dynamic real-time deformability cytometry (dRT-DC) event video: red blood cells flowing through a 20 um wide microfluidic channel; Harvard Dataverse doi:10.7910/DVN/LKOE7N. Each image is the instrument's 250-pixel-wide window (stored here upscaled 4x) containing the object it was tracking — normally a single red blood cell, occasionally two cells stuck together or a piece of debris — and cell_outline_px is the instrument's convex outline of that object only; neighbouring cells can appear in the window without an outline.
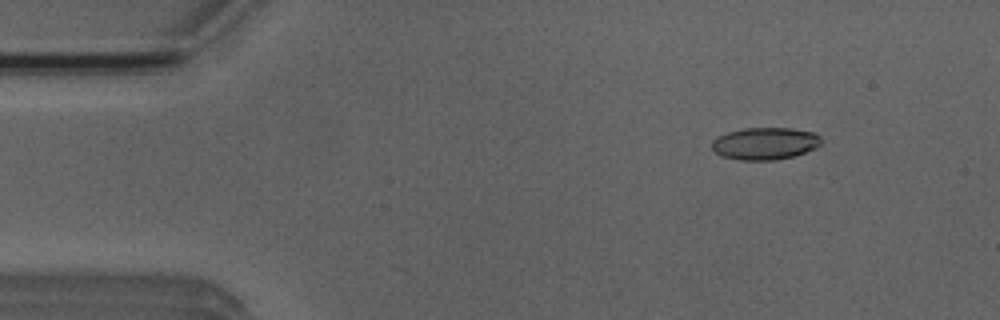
{"species": "Egyptian fruit bat (a non-hibernating species)", "species_latin": "Rousettus aegyptiacus", "temperature_condition": "room temperature", "stored_images_in_passage": 4, "camera_frame_rate_fps": 3000, "um_per_image_px": 0.085, "animal": {"sex": "male"}, "frame": {"image": 1, "passage_image": 2, "time_ms": 1.333, "image_size_px": [1000, 320], "cell_outline_px": [[824, 140], [816, 148], [792, 156], [776, 160], [740, 160], [720, 156], [712, 148], [712, 140], [728, 132], [744, 128], [792, 128], [816, 132]], "centroid_in_image_um": [65.06, 12.19], "position_along_channel_um": 19.9, "area_um2": 20.63}}